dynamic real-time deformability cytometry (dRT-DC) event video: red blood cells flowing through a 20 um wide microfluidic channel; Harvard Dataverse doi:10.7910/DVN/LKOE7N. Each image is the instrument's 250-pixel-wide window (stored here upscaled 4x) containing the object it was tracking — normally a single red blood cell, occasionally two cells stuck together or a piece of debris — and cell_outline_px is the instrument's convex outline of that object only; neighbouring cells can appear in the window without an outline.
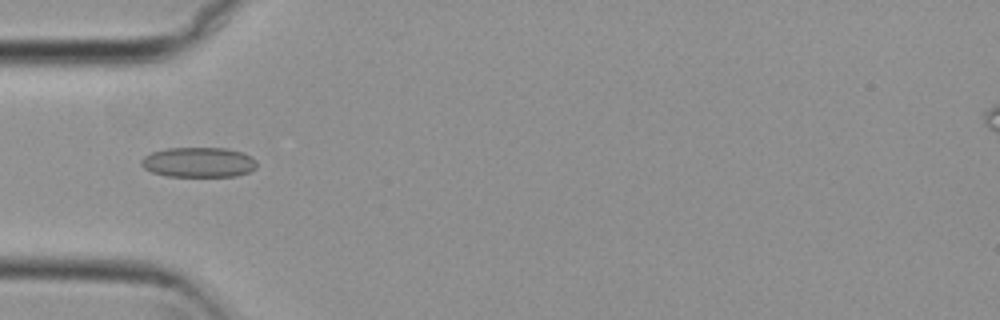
{"species": "common noctule bat (a hibernating species)", "species_latin": "Nyctalus noctula", "temperature_condition": "cold", "stored_images_in_passage": 6, "camera_frame_rate_fps": 3000, "um_per_image_px": 0.085, "animal": {"sex": "female", "body_mass_g": 29.2, "forearm_length_mm": 56.3}, "frame": {"image": 1, "passage_image": 5, "time_ms": 1.333, "image_size_px": [1000, 320], "cell_outline_px": [[256, 168], [248, 172], [236, 176], [168, 176], [152, 172], [144, 168], [140, 164], [140, 160], [144, 156], [152, 152], [168, 148], [228, 148], [252, 156], [256, 160]], "centroid_in_image_um": [16.88, 13.79], "position_along_channel_um": 68.1, "area_um2": 20.23}}
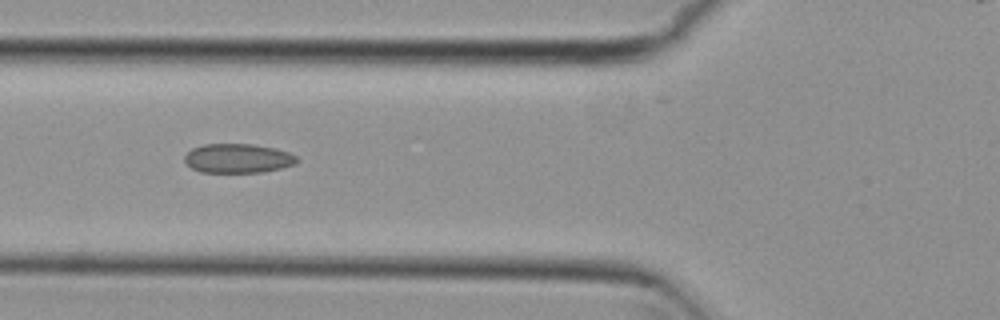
{"frame": {"image": 2, "passage_image": 6, "time_ms": 1.667, "image_size_px": [1000, 320], "cell_outline_px": [[300, 160], [296, 164], [264, 172], [200, 172], [192, 168], [184, 160], [184, 156], [192, 148], [204, 144], [252, 144], [276, 148], [288, 152], [296, 156]], "centroid_in_image_um": [20.24, 13.46], "position_along_channel_um": 105.6, "area_um2": 19.19}}